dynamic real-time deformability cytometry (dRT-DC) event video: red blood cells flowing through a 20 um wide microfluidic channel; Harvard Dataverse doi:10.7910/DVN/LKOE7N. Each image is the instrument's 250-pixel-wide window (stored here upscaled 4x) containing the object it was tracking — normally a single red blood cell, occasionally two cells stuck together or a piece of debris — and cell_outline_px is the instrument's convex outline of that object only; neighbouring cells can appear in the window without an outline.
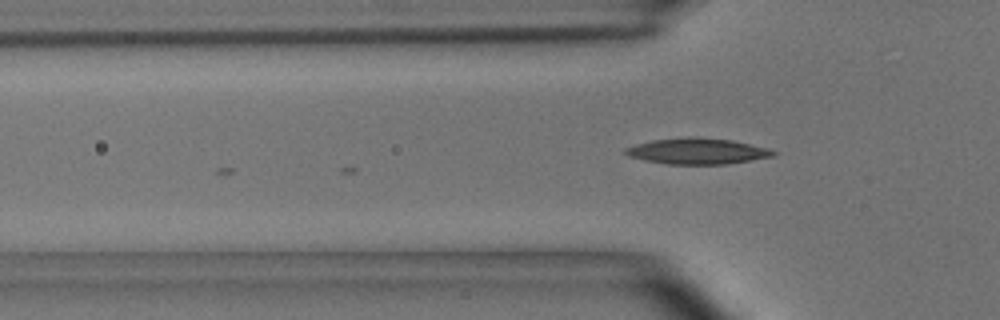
{"species": "common noctule bat (a hibernating species)", "species_latin": "Nyctalus noctula", "temperature_condition": "room temperature", "stored_images_in_passage": 4, "camera_frame_rate_fps": 3000, "um_per_image_px": 0.085, "animal": {"sex": "male", "body_mass_g": 15.6}, "frame": {"image": 1, "passage_image": 4, "time_ms": 1.0, "image_size_px": [1000, 320], "cell_outline_px": [[776, 156], [728, 164], [664, 164], [644, 160], [628, 156], [624, 152], [624, 148], [636, 144], [652, 140], [688, 136], [696, 136], [732, 140], [768, 148], [776, 152]], "centroid_in_image_um": [59.27, 12.84], "position_along_channel_um": 66.5, "area_um2": 22.6}}